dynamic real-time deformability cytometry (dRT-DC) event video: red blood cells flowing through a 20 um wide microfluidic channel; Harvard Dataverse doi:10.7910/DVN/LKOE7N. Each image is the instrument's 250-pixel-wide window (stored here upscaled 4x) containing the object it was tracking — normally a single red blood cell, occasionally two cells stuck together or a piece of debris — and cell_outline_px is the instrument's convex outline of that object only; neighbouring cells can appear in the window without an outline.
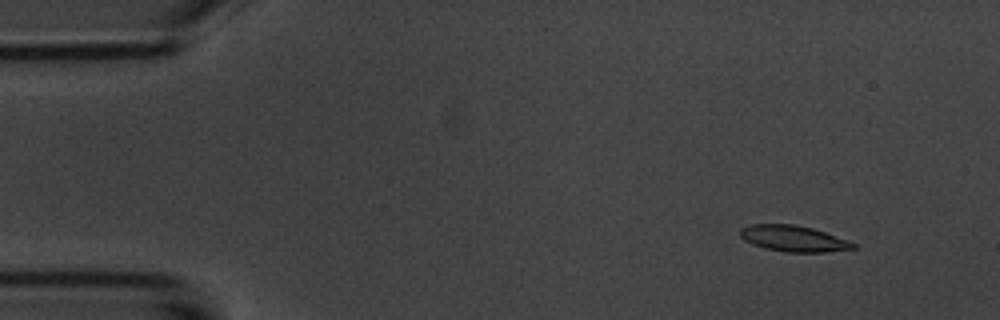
{"species": "common noctule bat (a hibernating species)", "species_latin": "Nyctalus noctula", "temperature_condition": "room temperature", "stored_images_in_passage": 52, "camera_frame_rate_fps": 3000, "um_per_image_px": 0.085, "animal": {"sex": "male", "body_mass_g": 20.1, "forearm_length_mm": 53.5}, "frame": {"image": 1, "passage_image": 3, "time_ms": 0.667, "image_size_px": [1000, 320], "cell_outline_px": [[860, 248], [824, 252], [784, 252], [764, 248], [752, 244], [744, 240], [740, 236], [740, 228], [752, 224], [796, 224], [812, 228], [848, 240], [856, 244]], "centroid_in_image_um": [67.45, 20.28], "position_along_channel_um": 17.5, "area_um2": 17.28}}
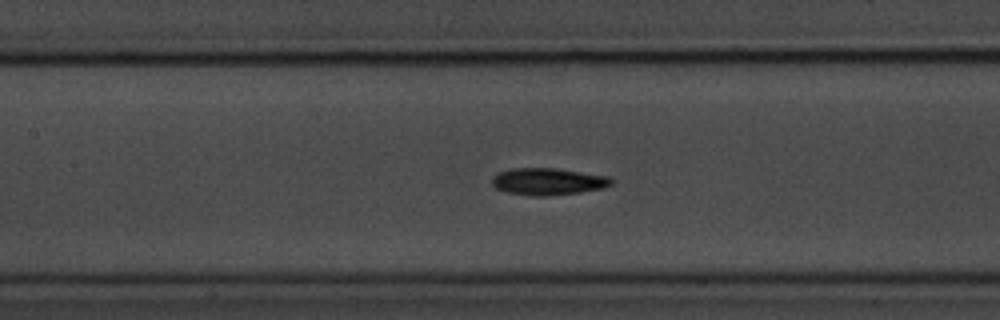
{"frame": {"image": 2, "passage_image": 22, "time_ms": 7.0, "image_size_px": [1000, 320], "cell_outline_px": [[612, 184], [604, 188], [580, 192], [548, 196], [532, 196], [508, 192], [496, 188], [492, 184], [492, 176], [496, 172], [512, 168], [556, 168], [608, 176], [612, 180]], "centroid_in_image_um": [46.55, 15.42], "position_along_channel_um": 160.8, "area_um2": 18.84}}
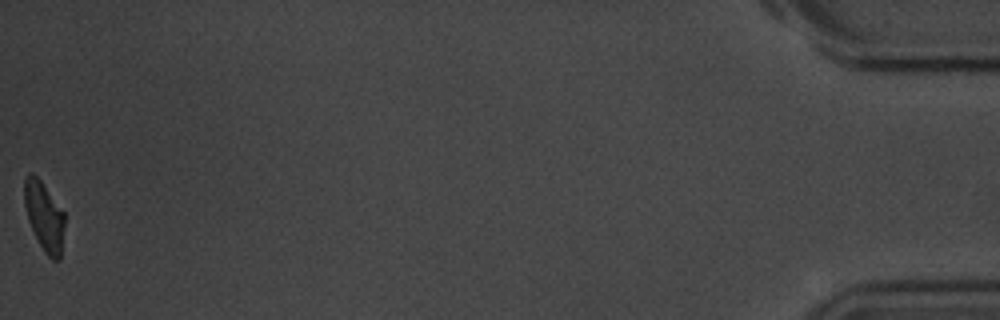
{"frame": {"image": 3, "passage_image": 52, "time_ms": 17.0, "image_size_px": [1000, 320], "cell_outline_px": [[64, 224], [60, 260], [52, 260], [44, 252], [28, 220], [24, 204], [24, 176], [28, 172], [32, 172], [40, 180], [64, 212]], "centroid_in_image_um": [3.74, 18.36], "position_along_channel_um": 431.5, "area_um2": 16.07}, "authors_computed_cell_mechanics": {"area_um2": 17.9758, "velocity_mm_per_s": 3.6959, "shape_relaxation_time_tau1_ms": 3.7183, "shape_relaxation_time_tau2_ms": 4.8413, "deformation_change_tau1": 0.1348, "deformation_change_tau2": 0.121}}